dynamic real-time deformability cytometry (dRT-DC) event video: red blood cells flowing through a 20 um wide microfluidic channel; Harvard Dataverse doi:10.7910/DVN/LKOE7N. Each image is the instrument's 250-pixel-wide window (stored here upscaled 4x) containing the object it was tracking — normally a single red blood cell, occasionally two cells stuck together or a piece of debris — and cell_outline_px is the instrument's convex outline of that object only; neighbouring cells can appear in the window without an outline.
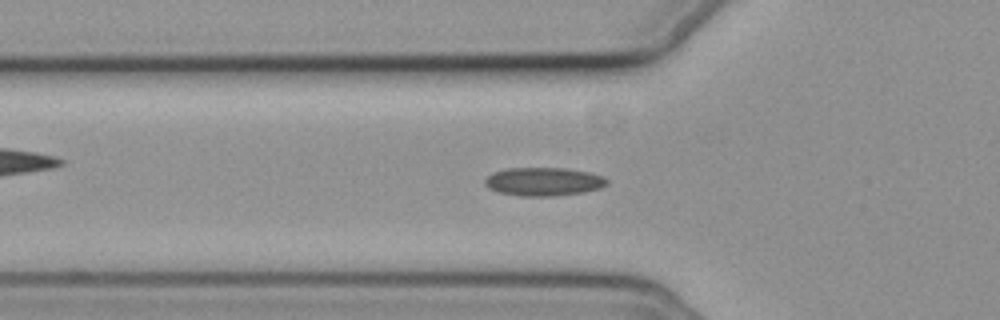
{"species": "common noctule bat (a hibernating species)", "species_latin": "Nyctalus noctula", "temperature_condition": "cold", "stored_images_in_passage": 39, "camera_frame_rate_fps": 3000, "um_per_image_px": 0.085, "animal": {"sex": "female", "body_mass_g": 19.3, "forearm_length_mm": 54.1}, "frame": {"image": 1, "passage_image": 2, "time_ms": 0.333, "image_size_px": [1000, 320], "cell_outline_px": [[608, 184], [600, 188], [584, 192], [556, 196], [520, 196], [496, 192], [488, 188], [484, 184], [484, 180], [492, 172], [508, 168], [564, 168], [588, 172], [604, 176], [608, 180]], "centroid_in_image_um": [46.19, 15.44], "position_along_channel_um": 79.6, "area_um2": 20.4}}
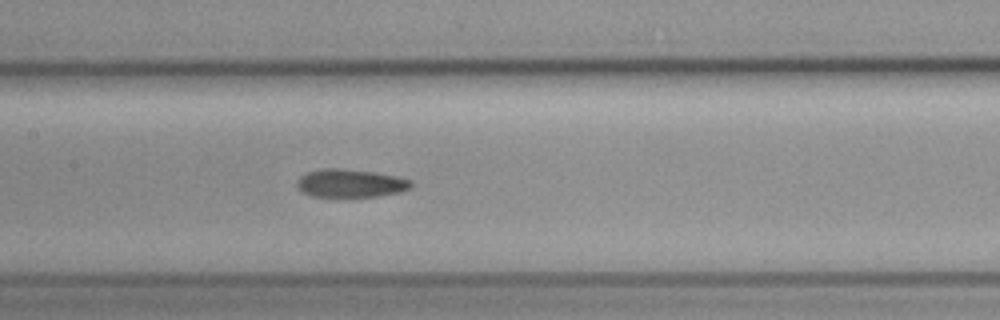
{"frame": {"image": 2, "passage_image": 10, "time_ms": 3.0, "image_size_px": [1000, 320], "cell_outline_px": [[412, 184], [408, 188], [400, 192], [376, 196], [344, 200], [312, 196], [304, 192], [296, 184], [296, 180], [300, 176], [308, 172], [324, 168], [340, 168], [372, 172], [396, 176], [412, 180]], "centroid_in_image_um": [29.75, 15.62], "position_along_channel_um": 177.6, "area_um2": 19.31}}
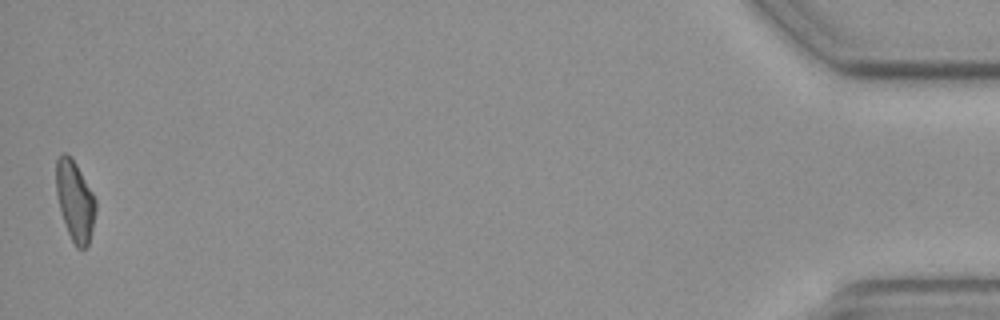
{"frame": {"image": 3, "passage_image": 39, "time_ms": 12.667, "image_size_px": [1000, 320], "cell_outline_px": [[96, 208], [92, 228], [88, 244], [84, 248], [76, 248], [68, 232], [60, 208], [56, 192], [56, 160], [64, 152], [72, 156], [92, 192], [96, 200]], "centroid_in_image_um": [6.37, 17.03], "position_along_channel_um": 428.8, "area_um2": 18.21}, "authors_computed_cell_mechanics": {"area_um2": 19.1896, "velocity_mm_per_s": 3.6588, "shape_relaxation_time_tau1_ms": null, "shape_relaxation_time_tau2_ms": 4.7706, "deformation_change_tau1": null, "deformation_change_tau2": 0.0906}}